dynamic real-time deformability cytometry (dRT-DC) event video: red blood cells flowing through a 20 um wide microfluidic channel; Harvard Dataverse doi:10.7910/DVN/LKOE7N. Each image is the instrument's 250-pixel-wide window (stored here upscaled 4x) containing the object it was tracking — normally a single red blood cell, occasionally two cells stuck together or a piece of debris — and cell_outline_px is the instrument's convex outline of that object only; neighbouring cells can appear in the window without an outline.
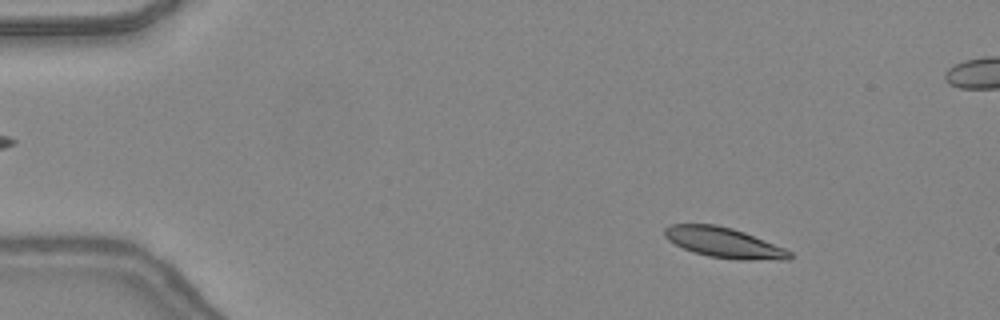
{"species": "common noctule bat (a hibernating species)", "species_latin": "Nyctalus noctula", "temperature_condition": "warm", "stored_images_in_passage": 48, "camera_frame_rate_fps": 3000, "um_per_image_px": 0.085, "animal": {"sex": "female", "body_mass_g": 24.6, "forearm_length_mm": 56.2}, "frame": {"image": 1, "passage_image": 6, "time_ms": 1.667, "image_size_px": [1000, 320], "cell_outline_px": [[792, 256], [788, 260], [740, 260], [708, 256], [692, 252], [668, 240], [664, 236], [664, 228], [672, 224], [716, 224], [732, 228], [744, 232], [784, 248], [792, 252]], "centroid_in_image_um": [61.53, 20.63], "position_along_channel_um": 23.5, "area_um2": 22.02}}
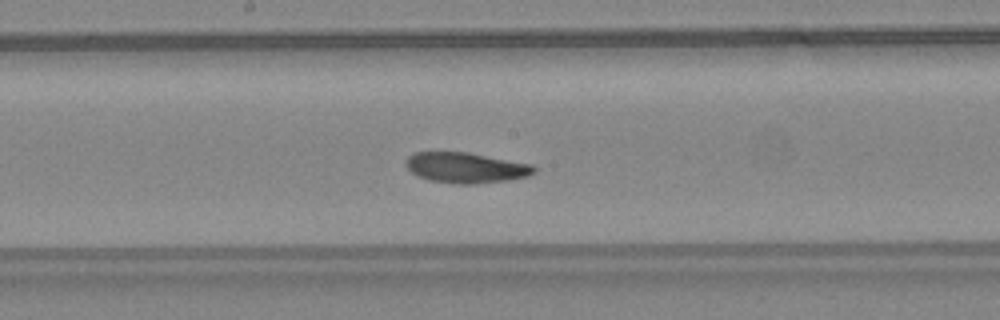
{"frame": {"image": 2, "passage_image": 25, "time_ms": 8.0, "image_size_px": [1000, 320], "cell_outline_px": [[536, 172], [528, 176], [508, 180], [476, 184], [456, 184], [428, 180], [416, 176], [404, 164], [404, 160], [408, 156], [416, 152], [468, 152], [532, 164], [536, 168]], "centroid_in_image_um": [39.58, 14.26], "position_along_channel_um": 208.6, "area_um2": 23.0}}
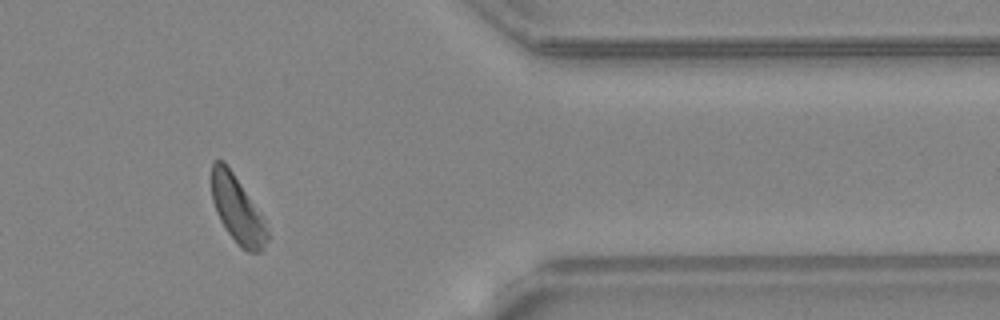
{"frame": {"image": 3, "passage_image": 39, "time_ms": 12.667, "image_size_px": [1000, 320], "cell_outline_px": [[268, 240], [264, 248], [260, 252], [248, 252], [240, 248], [228, 232], [220, 220], [216, 212], [212, 200], [212, 164], [216, 160], [224, 160], [232, 172], [260, 216], [268, 232]], "centroid_in_image_um": [20.14, 17.85], "position_along_channel_um": 391.3, "area_um2": 20.92}, "authors_computed_cell_mechanics": {"area_um2": 22.4553, "velocity_mm_per_s": 4.3513, "shape_relaxation_time_tau1_ms": 5.5158, "shape_relaxation_time_tau2_ms": 7.7656, "deformation_change_tau1": 0.1705, "deformation_change_tau2": 0.1918}}